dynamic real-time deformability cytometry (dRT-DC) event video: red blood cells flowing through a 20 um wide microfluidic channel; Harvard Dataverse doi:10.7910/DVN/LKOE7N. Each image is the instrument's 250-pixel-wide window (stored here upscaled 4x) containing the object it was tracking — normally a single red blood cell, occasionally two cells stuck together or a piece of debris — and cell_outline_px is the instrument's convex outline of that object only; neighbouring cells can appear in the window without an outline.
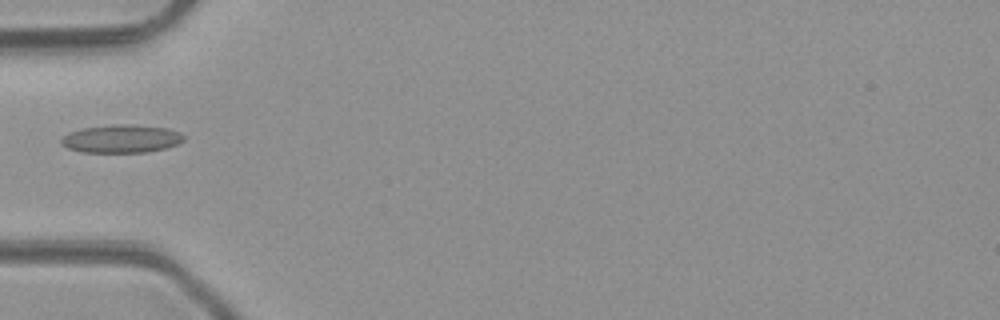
{"species": "common noctule bat (a hibernating species)", "species_latin": "Nyctalus noctula", "temperature_condition": "room temperature", "stored_images_in_passage": 5, "camera_frame_rate_fps": 3000, "um_per_image_px": 0.085, "animal": {"sex": "male", "body_mass_g": 23.1, "forearm_length_mm": 52.7}, "frame": {"image": 1, "passage_image": 5, "time_ms": 4.333, "image_size_px": [1000, 320], "cell_outline_px": [[184, 140], [176, 144], [164, 148], [148, 152], [80, 152], [68, 148], [60, 144], [60, 140], [68, 132], [84, 128], [112, 124], [132, 124], [168, 128], [180, 132], [184, 136]], "centroid_in_image_um": [10.3, 11.79], "position_along_channel_um": 74.7, "area_um2": 20.11}}